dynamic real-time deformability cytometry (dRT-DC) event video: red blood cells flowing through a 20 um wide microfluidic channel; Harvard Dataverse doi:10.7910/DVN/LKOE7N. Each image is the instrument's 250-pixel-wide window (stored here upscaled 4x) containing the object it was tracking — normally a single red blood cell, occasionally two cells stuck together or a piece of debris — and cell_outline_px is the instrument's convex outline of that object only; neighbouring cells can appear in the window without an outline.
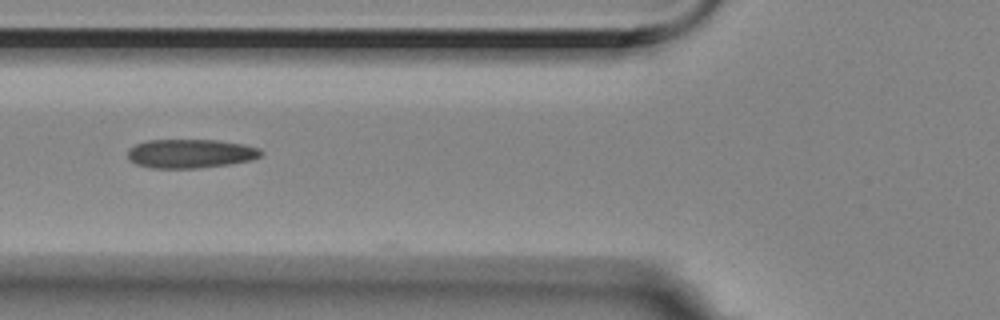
{"species": "Egyptian fruit bat (a non-hibernating species)", "species_latin": "Rousettus aegyptiacus", "temperature_condition": "room temperature", "stored_images_in_passage": 4, "camera_frame_rate_fps": 3000, "um_per_image_px": 0.085, "animal": {"sex": "female"}, "frame": {"image": 1, "passage_image": 3, "time_ms": 0.667, "image_size_px": [1000, 320], "cell_outline_px": [[264, 152], [260, 156], [252, 160], [232, 164], [200, 168], [152, 168], [136, 164], [128, 160], [128, 152], [136, 144], [148, 140], [216, 140], [244, 144], [260, 148]], "centroid_in_image_um": [16.23, 13.06], "position_along_channel_um": 109.6, "area_um2": 22.6}}